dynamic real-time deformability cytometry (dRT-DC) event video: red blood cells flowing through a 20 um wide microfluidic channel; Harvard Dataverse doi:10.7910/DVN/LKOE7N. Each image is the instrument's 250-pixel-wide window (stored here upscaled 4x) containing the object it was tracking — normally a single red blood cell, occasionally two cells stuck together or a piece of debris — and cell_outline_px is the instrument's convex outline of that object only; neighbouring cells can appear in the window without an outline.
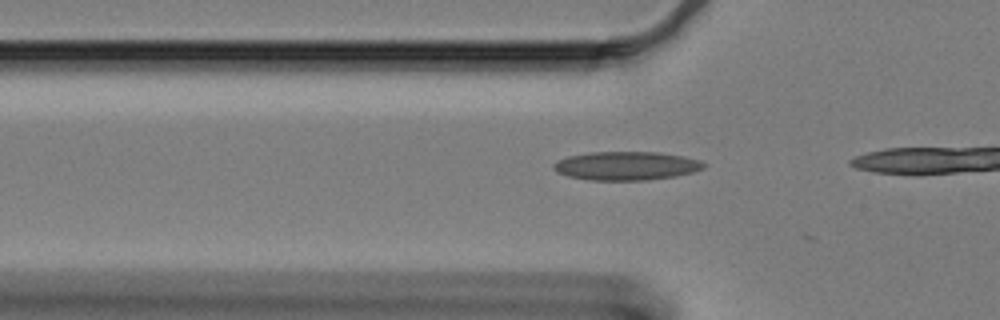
{"species": "Egyptian fruit bat (a non-hibernating species)", "species_latin": "Rousettus aegyptiacus", "temperature_condition": "cold", "stored_images_in_passage": 20, "camera_frame_rate_fps": 3000, "um_per_image_px": 0.085, "animal": {"sex": "female"}, "frame": {"image": 1, "passage_image": 14, "time_ms": 4.333, "image_size_px": [1000, 320], "cell_outline_px": [[708, 164], [704, 168], [692, 172], [676, 176], [648, 180], [588, 180], [568, 176], [556, 172], [552, 168], [552, 164], [568, 156], [592, 152], [660, 152], [684, 156], [700, 160]], "centroid_in_image_um": [53.26, 14.09], "position_along_channel_um": 72.5, "area_um2": 25.2}}
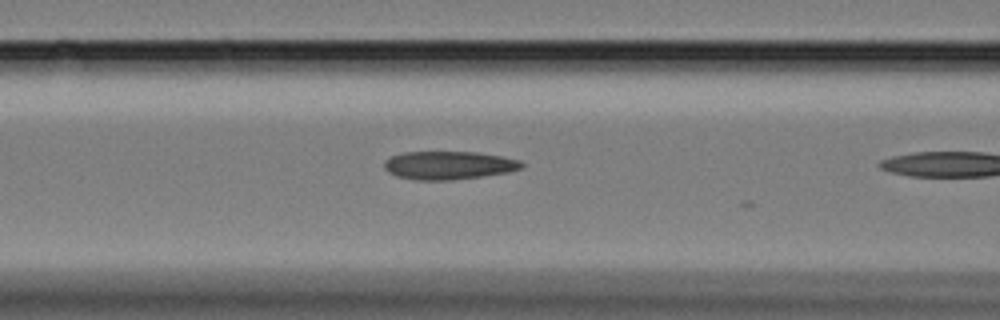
{"frame": {"image": 2, "passage_image": 19, "time_ms": 6.0, "image_size_px": [1000, 320], "cell_outline_px": [[524, 164], [520, 168], [508, 172], [452, 180], [416, 180], [396, 176], [388, 172], [384, 168], [384, 160], [392, 156], [404, 152], [476, 152], [500, 156], [520, 160]], "centroid_in_image_um": [38.1, 14.05], "position_along_channel_um": 128.5, "area_um2": 22.48}}